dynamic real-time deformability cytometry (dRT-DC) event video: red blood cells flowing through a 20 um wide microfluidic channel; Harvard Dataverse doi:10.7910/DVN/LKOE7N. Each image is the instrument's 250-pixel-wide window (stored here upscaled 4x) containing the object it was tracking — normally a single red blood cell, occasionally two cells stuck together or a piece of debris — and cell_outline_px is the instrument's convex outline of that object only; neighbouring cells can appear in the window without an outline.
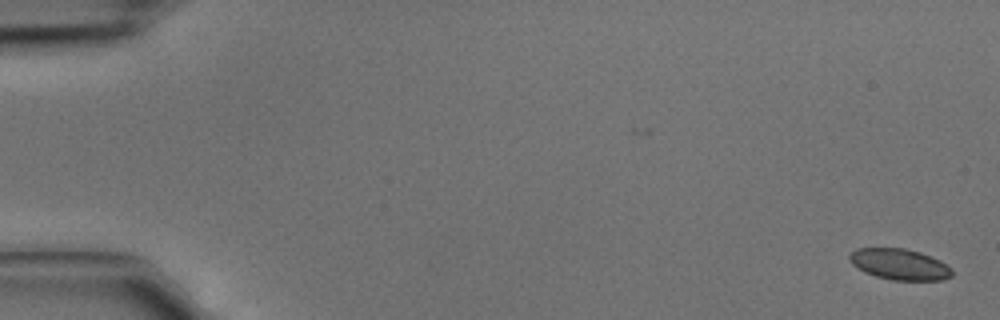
{"species": "common noctule bat (a hibernating species)", "species_latin": "Nyctalus noctula", "temperature_condition": "cold", "stored_images_in_passage": 5, "camera_frame_rate_fps": 3000, "um_per_image_px": 0.085, "animal": {"sex": "male", "body_mass_g": 15.6}, "frame": {"image": 1, "passage_image": 1, "time_ms": 0.0, "image_size_px": [1000, 320], "cell_outline_px": [[952, 276], [944, 280], [892, 280], [876, 276], [864, 272], [852, 264], [848, 260], [848, 256], [856, 248], [904, 248], [920, 252], [940, 260], [952, 268]], "centroid_in_image_um": [76.46, 22.46], "position_along_channel_um": 8.5, "area_um2": 18.61}}
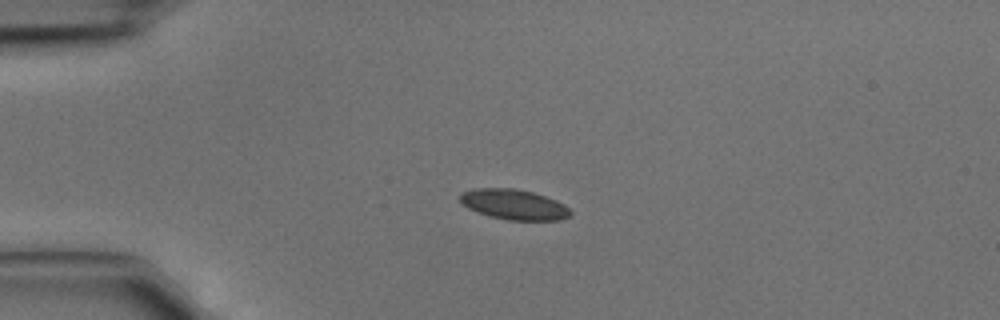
{"frame": {"image": 2, "passage_image": 4, "time_ms": 1.0, "image_size_px": [1000, 320], "cell_outline_px": [[572, 212], [568, 216], [560, 220], [508, 220], [488, 216], [468, 208], [460, 200], [460, 192], [472, 188], [512, 188], [532, 192], [556, 200], [564, 204]], "centroid_in_image_um": [43.66, 17.38], "position_along_channel_um": 41.3, "area_um2": 19.42}}
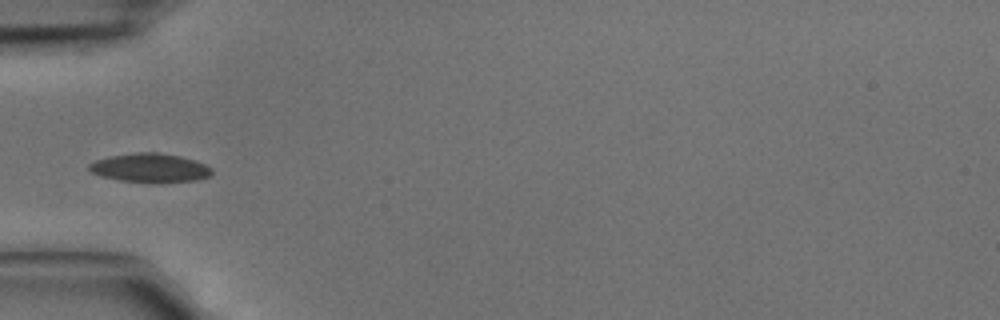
{"frame": {"image": 3, "passage_image": 5, "time_ms": 1.333, "image_size_px": [1000, 320], "cell_outline_px": [[212, 172], [208, 176], [196, 180], [160, 184], [148, 184], [120, 180], [100, 176], [92, 172], [88, 168], [88, 164], [96, 160], [112, 156], [136, 152], [156, 152], [180, 156], [204, 164], [212, 168]], "centroid_in_image_um": [12.74, 14.3], "position_along_channel_um": 72.3, "area_um2": 20.92}}